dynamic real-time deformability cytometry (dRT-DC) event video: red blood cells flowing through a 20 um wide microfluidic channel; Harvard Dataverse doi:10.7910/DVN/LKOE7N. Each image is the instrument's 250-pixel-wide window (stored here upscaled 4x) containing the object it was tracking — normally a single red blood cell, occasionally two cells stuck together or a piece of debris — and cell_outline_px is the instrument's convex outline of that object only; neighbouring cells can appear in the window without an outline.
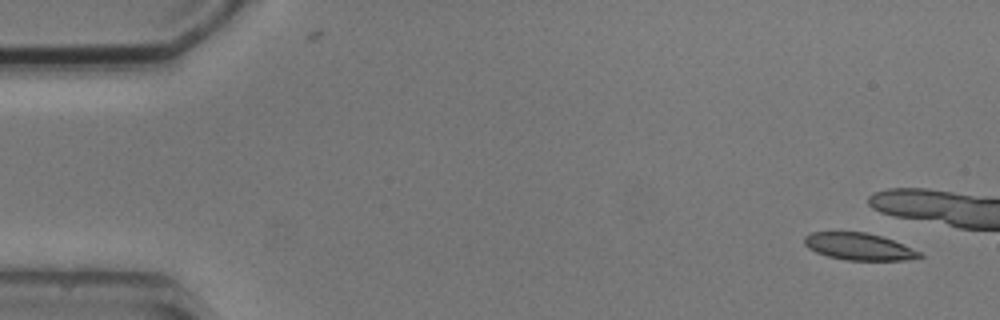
{"species": "common noctule bat (a hibernating species)", "species_latin": "Nyctalus noctula", "temperature_condition": "cold", "stored_images_in_passage": 3, "camera_frame_rate_fps": 3000, "um_per_image_px": 0.085, "animal": {"sex": "male", "body_mass_g": 20.5, "forearm_length_mm": 52.5}, "frame": {"image": 1, "passage_image": 1, "time_ms": 0.0, "image_size_px": [1000, 320], "cell_outline_px": [[924, 256], [904, 260], [848, 260], [828, 256], [816, 252], [808, 248], [804, 244], [804, 236], [812, 232], [864, 232], [880, 236], [892, 240], [920, 252]], "centroid_in_image_um": [72.96, 20.96], "position_along_channel_um": 12.0, "area_um2": 17.86}}